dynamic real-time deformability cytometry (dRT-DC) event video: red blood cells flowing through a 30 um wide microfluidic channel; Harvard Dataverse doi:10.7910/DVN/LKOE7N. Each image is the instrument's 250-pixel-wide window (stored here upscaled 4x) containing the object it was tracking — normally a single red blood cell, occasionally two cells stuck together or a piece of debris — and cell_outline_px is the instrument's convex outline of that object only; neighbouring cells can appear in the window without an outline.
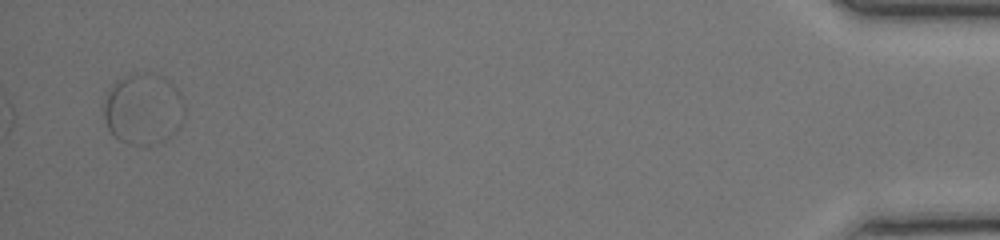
{"species": "common noctule bat (a hibernating species)", "species_latin": "Nyctalus noctula", "temperature_condition": "room temperature", "stored_images_in_passage": 34, "segment_of_instrument_passage": [2, 2], "camera_frame_rate_fps": 3000, "um_per_image_px": 0.085, "animal": {"sex": "female", "body_mass_g": 17.0, "forearm_length_mm": 48.0}, "frame": {"image": 1, "passage_image": 34, "time_ms": 11.0, "image_size_px": [1000, 240], "cell_outline_px": [[184, 120], [164, 140], [152, 144], [132, 144], [120, 140], [112, 136], [108, 128], [104, 116], [104, 100], [108, 92], [116, 80], [128, 76], [144, 76], [168, 80], [176, 88], [184, 104]], "centroid_in_image_um": [12.15, 9.32], "position_along_channel_um": 423.1, "area_um2": 32.31}}